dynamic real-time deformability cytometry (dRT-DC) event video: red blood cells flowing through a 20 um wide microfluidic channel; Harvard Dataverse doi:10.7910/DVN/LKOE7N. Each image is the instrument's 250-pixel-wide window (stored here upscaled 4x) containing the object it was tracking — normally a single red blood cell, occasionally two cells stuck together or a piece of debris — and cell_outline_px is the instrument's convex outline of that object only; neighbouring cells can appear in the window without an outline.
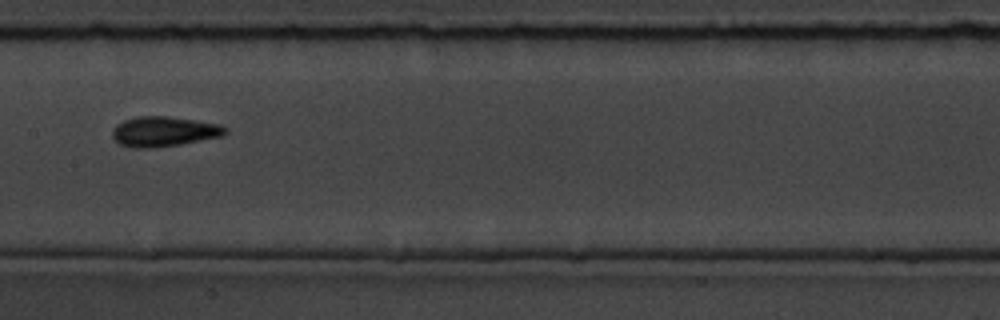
{"species": "common noctule bat (a hibernating species)", "species_latin": "Nyctalus noctula", "temperature_condition": "room temperature", "stored_images_in_passage": 10, "camera_frame_rate_fps": 3000, "um_per_image_px": 0.085, "animal": {"sex": "male", "body_mass_g": 19.5, "forearm_length_mm": 54.6}, "frame": {"image": 1, "passage_image": 10, "time_ms": 10.0, "image_size_px": [1000, 320], "cell_outline_px": [[228, 132], [224, 136], [180, 144], [152, 148], [132, 148], [120, 144], [112, 136], [112, 128], [116, 124], [124, 120], [136, 116], [168, 116], [196, 120], [220, 124], [228, 128]], "centroid_in_image_um": [13.95, 11.17], "position_along_channel_um": 193.5, "area_um2": 20.0}}